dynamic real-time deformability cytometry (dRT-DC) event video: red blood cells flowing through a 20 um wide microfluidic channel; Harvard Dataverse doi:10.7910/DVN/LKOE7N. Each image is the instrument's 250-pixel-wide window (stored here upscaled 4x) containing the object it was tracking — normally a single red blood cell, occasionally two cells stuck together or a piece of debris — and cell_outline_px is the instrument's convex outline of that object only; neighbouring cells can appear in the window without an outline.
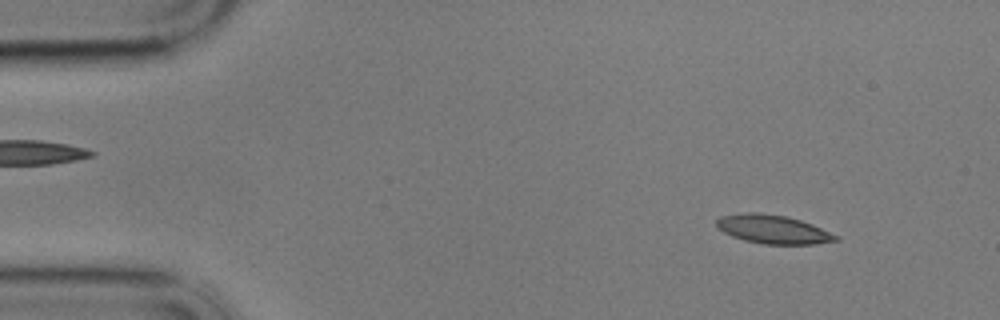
{"species": "common noctule bat (a hibernating species)", "species_latin": "Nyctalus noctula", "temperature_condition": "cold", "stored_images_in_passage": 55, "camera_frame_rate_fps": 3000, "um_per_image_px": 0.085, "animal": {"sex": "male", "body_mass_g": 17.9}, "frame": {"image": 1, "passage_image": 3, "time_ms": 0.667, "image_size_px": [1000, 320], "cell_outline_px": [[840, 240], [816, 244], [764, 244], [744, 240], [732, 236], [724, 232], [716, 224], [716, 220], [720, 216], [744, 212], [760, 212], [784, 216], [800, 220], [812, 224], [840, 236]], "centroid_in_image_um": [65.73, 19.49], "position_along_channel_um": 19.3, "area_um2": 19.94}}
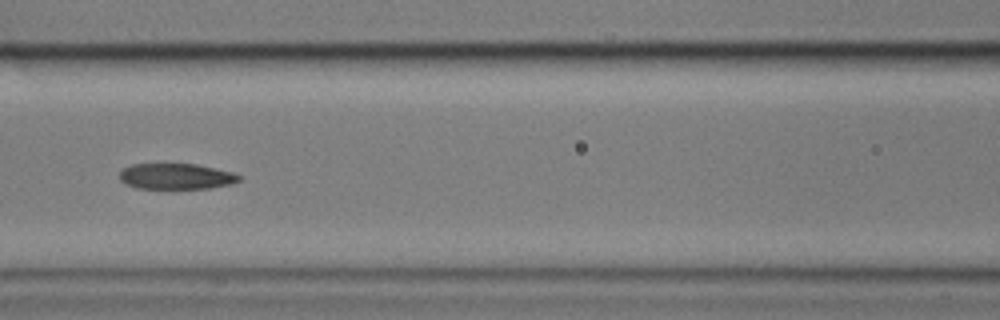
{"frame": {"image": 2, "passage_image": 22, "time_ms": 7.0, "image_size_px": [1000, 320], "cell_outline_px": [[244, 176], [240, 180], [232, 184], [208, 188], [136, 188], [120, 180], [120, 172], [124, 168], [132, 164], [196, 164], [232, 172]], "centroid_in_image_um": [15.01, 14.99], "position_along_channel_um": 151.6, "area_um2": 17.86}}
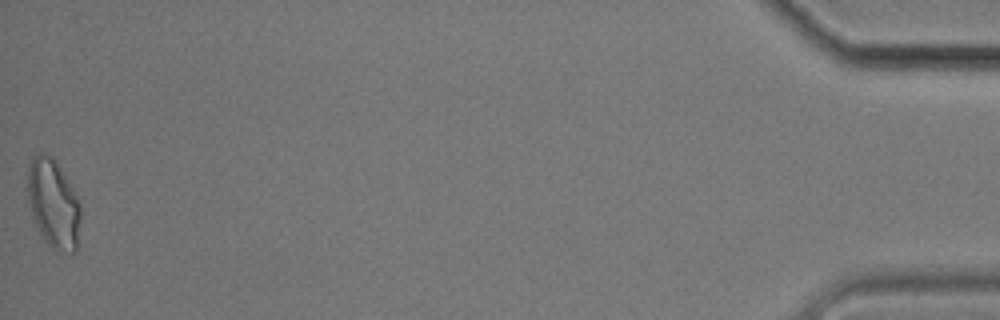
{"frame": {"image": 3, "passage_image": 55, "time_ms": 18.0, "image_size_px": [1000, 320], "cell_outline_px": [[80, 220], [76, 248], [72, 252], [56, 252], [48, 244], [40, 232], [32, 216], [24, 188], [28, 168], [32, 156], [40, 152], [52, 156], [56, 160], [72, 188], [80, 204]], "centroid_in_image_um": [4.48, 17.27], "position_along_channel_um": 430.7, "area_um2": 27.74}, "authors_computed_cell_mechanics": {"area_um2": 19.4208, "velocity_mm_per_s": 3.4083, "shape_relaxation_time_tau1_ms": 6.438, "shape_relaxation_time_tau2_ms": 3.7211, "deformation_change_tau1": 0.1757, "deformation_change_tau2": 0.1032}}